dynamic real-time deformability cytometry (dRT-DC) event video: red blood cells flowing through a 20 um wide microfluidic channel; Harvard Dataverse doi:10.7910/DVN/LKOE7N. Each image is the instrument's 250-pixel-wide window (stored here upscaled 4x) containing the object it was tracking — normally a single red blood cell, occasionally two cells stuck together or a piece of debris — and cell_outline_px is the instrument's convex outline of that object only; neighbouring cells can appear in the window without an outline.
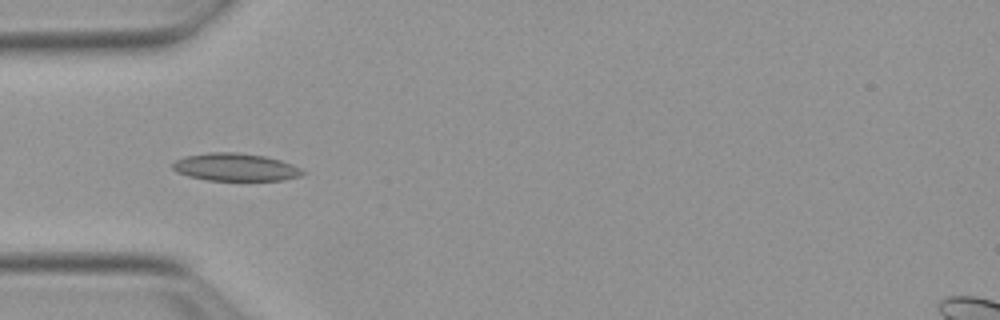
{"species": "Egyptian fruit bat (a non-hibernating species)", "species_latin": "Rousettus aegyptiacus", "temperature_condition": "warm", "stored_images_in_passage": 10, "camera_frame_rate_fps": 3000, "um_per_image_px": 0.085, "animal": {"sex": "female"}, "frame": {"image": 1, "passage_image": 4, "time_ms": 1.0, "image_size_px": [1000, 320], "cell_outline_px": [[304, 172], [300, 176], [284, 180], [208, 180], [188, 176], [176, 172], [172, 168], [172, 164], [176, 160], [184, 156], [208, 152], [236, 152], [264, 156], [280, 160], [292, 164], [300, 168]], "centroid_in_image_um": [19.98, 14.2], "position_along_channel_um": 65.0, "area_um2": 20.92}}